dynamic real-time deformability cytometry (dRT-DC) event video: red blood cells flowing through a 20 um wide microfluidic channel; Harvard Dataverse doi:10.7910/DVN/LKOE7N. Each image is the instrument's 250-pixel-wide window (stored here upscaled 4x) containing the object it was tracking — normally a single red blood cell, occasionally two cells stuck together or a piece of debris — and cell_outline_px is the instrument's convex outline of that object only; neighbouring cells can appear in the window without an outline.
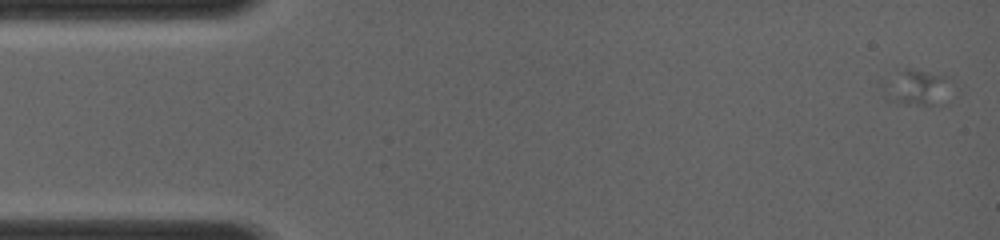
{"species": "common noctule bat (a hibernating species)", "species_latin": "Nyctalus noctula", "temperature_condition": "room temperature", "stored_images_in_passage": 55, "camera_frame_rate_fps": 4000, "um_per_image_px": 0.085, "animal": {"sex": "female", "body_mass_g": 19.0, "forearm_length_mm": 56.7}, "frame": {"image": 1, "passage_image": 1, "time_ms": 0.0, "image_size_px": [1000, 240], "cell_outline_px": [[944, 76], [940, 104], [900, 104], [888, 100], [884, 96], [876, 80], [904, 68], [912, 68]], "centroid_in_image_um": [77.54, 7.39], "position_along_channel_um": 7.5, "area_um2": 13.87}}
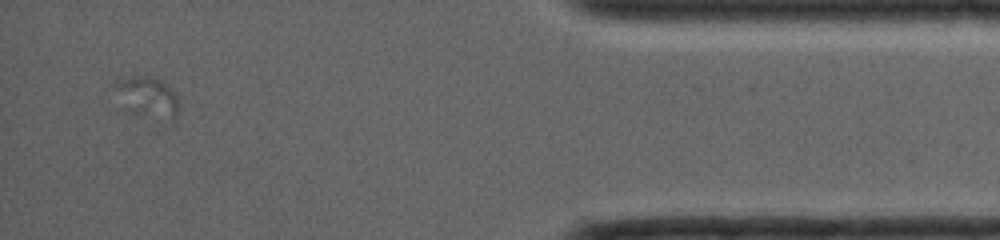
{"frame": {"image": 2, "passage_image": 52, "time_ms": 13.5, "image_size_px": [1000, 240], "cell_outline_px": [[180, 112], [172, 120], [112, 88], [120, 76], [152, 76], [164, 80], [172, 88], [180, 104]], "centroid_in_image_um": [12.77, 7.97], "position_along_channel_um": 422.4, "area_um2": 12.31}}